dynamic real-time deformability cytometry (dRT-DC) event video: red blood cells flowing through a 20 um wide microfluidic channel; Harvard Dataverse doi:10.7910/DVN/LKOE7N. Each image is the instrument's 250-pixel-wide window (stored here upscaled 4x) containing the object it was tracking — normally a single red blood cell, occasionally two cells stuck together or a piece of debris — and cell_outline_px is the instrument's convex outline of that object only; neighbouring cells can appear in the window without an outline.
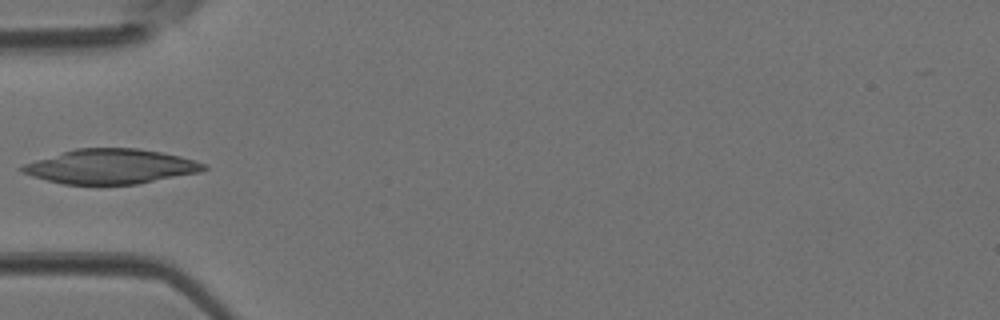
{"species": "Egyptian fruit bat (a non-hibernating species)", "species_latin": "Rousettus aegyptiacus", "temperature_condition": "room temperature", "stored_images_in_passage": 3, "camera_frame_rate_fps": 3000, "um_per_image_px": 0.085, "animal": {"sex": "female"}, "frame": {"image": 1, "passage_image": 3, "time_ms": 0.667, "image_size_px": [1000, 320], "cell_outline_px": [[208, 168], [200, 172], [136, 184], [64, 184], [32, 176], [16, 168], [24, 164], [36, 160], [76, 148], [136, 148], [160, 152], [180, 156], [208, 164]], "centroid_in_image_um": [9.44, 14.15], "position_along_channel_um": 75.6, "area_um2": 36.41}}